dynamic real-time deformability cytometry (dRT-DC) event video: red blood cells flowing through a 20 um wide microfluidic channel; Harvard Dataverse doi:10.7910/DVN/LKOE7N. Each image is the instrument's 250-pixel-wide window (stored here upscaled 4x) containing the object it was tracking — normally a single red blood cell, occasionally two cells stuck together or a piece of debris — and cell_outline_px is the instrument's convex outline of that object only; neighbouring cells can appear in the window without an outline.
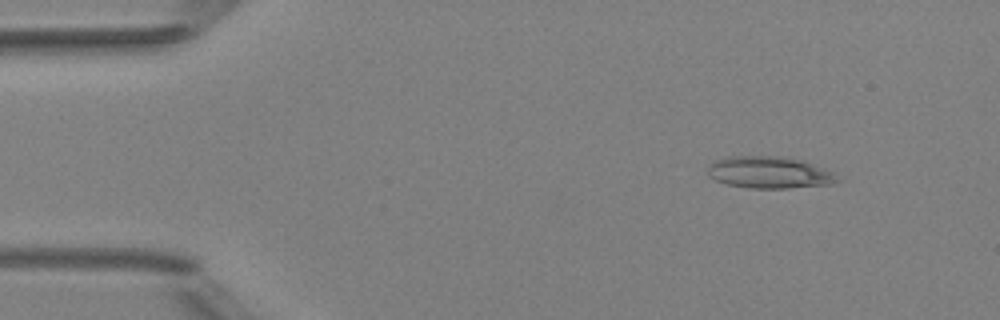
{"species": "Egyptian fruit bat (a non-hibernating species)", "species_latin": "Rousettus aegyptiacus", "temperature_condition": "room temperature", "stored_images_in_passage": 4, "camera_frame_rate_fps": 3000, "um_per_image_px": 0.085, "animal": {"sex": "female"}, "frame": {"image": 1, "passage_image": 2, "time_ms": 1.0, "image_size_px": [1000, 320], "cell_outline_px": [[840, 180], [832, 184], [788, 188], [748, 188], [728, 184], [716, 180], [708, 176], [708, 164], [712, 160], [728, 156], [784, 156], [804, 160], [832, 172]], "centroid_in_image_um": [65.36, 14.64], "position_along_channel_um": 19.6, "area_um2": 24.28}}